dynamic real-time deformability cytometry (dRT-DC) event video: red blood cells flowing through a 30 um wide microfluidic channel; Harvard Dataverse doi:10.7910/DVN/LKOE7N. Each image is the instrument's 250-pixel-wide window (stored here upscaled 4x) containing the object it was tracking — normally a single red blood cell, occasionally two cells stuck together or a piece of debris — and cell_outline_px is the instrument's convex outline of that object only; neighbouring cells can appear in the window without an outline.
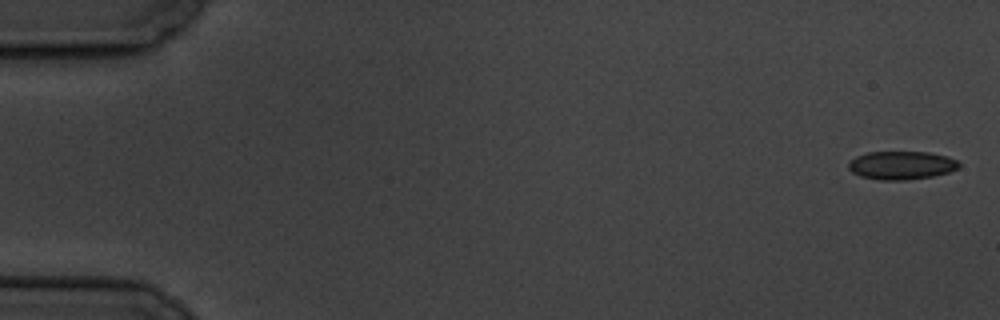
{"species": "common noctule bat (a hibernating species)", "species_latin": "Nyctalus noctula", "temperature_condition": "cold", "stored_images_in_passage": 5, "camera_frame_rate_fps": 3000, "um_per_image_px": 0.085, "animal": {"sex": "male", "body_mass_g": 19.5, "forearm_length_mm": 54.6}, "frame": {"image": 1, "passage_image": 1, "time_ms": 0.0, "image_size_px": [1000, 320], "cell_outline_px": [[960, 164], [956, 168], [948, 172], [932, 176], [908, 180], [880, 180], [860, 176], [852, 172], [848, 168], [848, 160], [856, 156], [868, 152], [928, 152], [948, 156], [956, 160]], "centroid_in_image_um": [76.58, 14.05], "position_along_channel_um": 8.4, "area_um2": 18.26}}
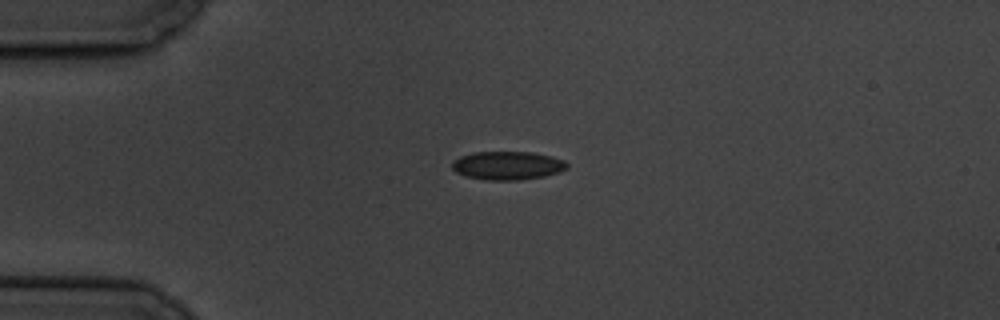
{"frame": {"image": 2, "passage_image": 4, "time_ms": 4.333, "image_size_px": [1000, 320], "cell_outline_px": [[568, 168], [560, 172], [544, 176], [520, 180], [484, 180], [464, 176], [456, 172], [452, 168], [452, 160], [460, 156], [472, 152], [532, 152], [552, 156], [564, 160], [568, 164]], "centroid_in_image_um": [43.13, 14.07], "position_along_channel_um": 41.9, "area_um2": 19.31}}